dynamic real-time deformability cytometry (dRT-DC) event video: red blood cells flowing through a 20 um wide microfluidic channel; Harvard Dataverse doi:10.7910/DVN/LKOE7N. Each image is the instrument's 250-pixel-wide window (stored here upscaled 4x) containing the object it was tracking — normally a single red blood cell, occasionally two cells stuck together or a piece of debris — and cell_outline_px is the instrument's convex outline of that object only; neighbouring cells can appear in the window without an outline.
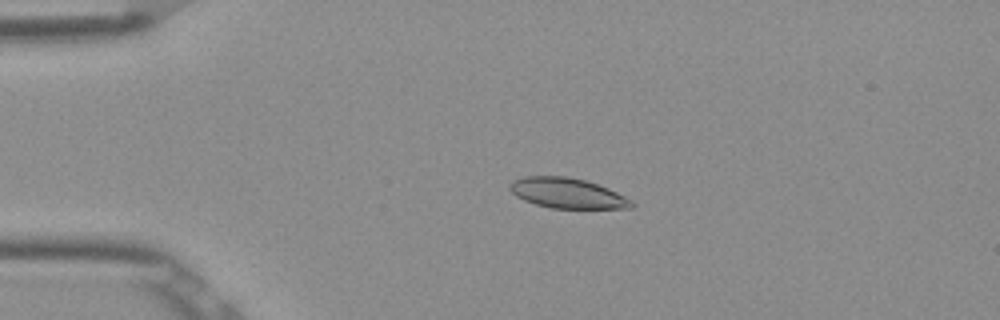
{"species": "Egyptian fruit bat (a non-hibernating species)", "species_latin": "Rousettus aegyptiacus", "temperature_condition": "room temperature", "stored_images_in_passage": 46, "camera_frame_rate_fps": 3000, "um_per_image_px": 0.085, "frame": {"image": 1, "passage_image": 5, "time_ms": 1.333, "image_size_px": [1000, 320], "cell_outline_px": [[636, 204], [632, 208], [552, 208], [536, 204], [524, 200], [516, 196], [508, 188], [508, 184], [512, 180], [524, 176], [568, 176], [584, 180], [608, 188], [632, 200]], "centroid_in_image_um": [48.2, 16.41], "position_along_channel_um": 36.8, "area_um2": 21.44}}
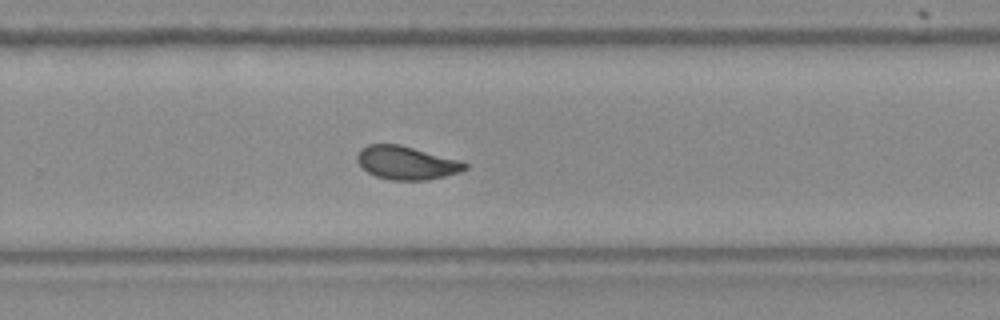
{"frame": {"image": 2, "passage_image": 28, "time_ms": 9.0, "image_size_px": [1000, 320], "cell_outline_px": [[468, 168], [460, 172], [428, 180], [392, 180], [376, 176], [368, 172], [356, 160], [356, 156], [360, 148], [368, 144], [400, 144], [460, 160], [468, 164]], "centroid_in_image_um": [34.55, 13.83], "position_along_channel_um": 295.2, "area_um2": 20.98}}
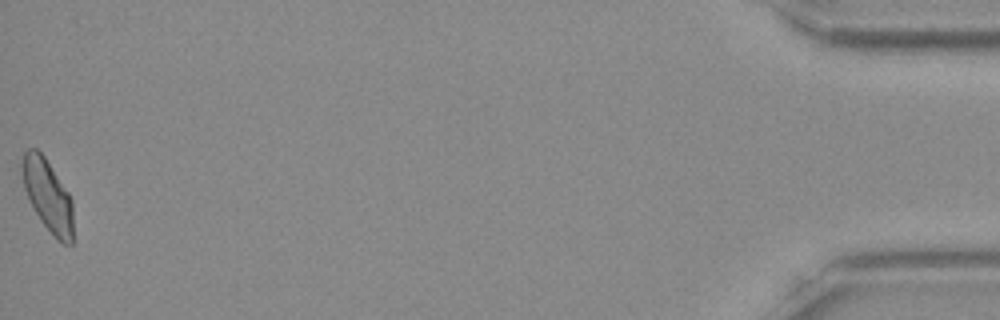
{"frame": {"image": 3, "passage_image": 46, "time_ms": 15.0, "image_size_px": [1000, 320], "cell_outline_px": [[72, 244], [64, 244], [40, 220], [24, 188], [20, 164], [24, 152], [28, 148], [36, 148], [44, 156], [68, 192], [72, 200]], "centroid_in_image_um": [4.04, 16.55], "position_along_channel_um": 431.2, "area_um2": 20.92}, "authors_computed_cell_mechanics": {"area_um2": 21.0392, "velocity_mm_per_s": 3.8727, "shape_relaxation_time_tau1_ms": null, "shape_relaxation_time_tau2_ms": 1.5924, "deformation_change_tau1": null, "deformation_change_tau2": 0.0691}}